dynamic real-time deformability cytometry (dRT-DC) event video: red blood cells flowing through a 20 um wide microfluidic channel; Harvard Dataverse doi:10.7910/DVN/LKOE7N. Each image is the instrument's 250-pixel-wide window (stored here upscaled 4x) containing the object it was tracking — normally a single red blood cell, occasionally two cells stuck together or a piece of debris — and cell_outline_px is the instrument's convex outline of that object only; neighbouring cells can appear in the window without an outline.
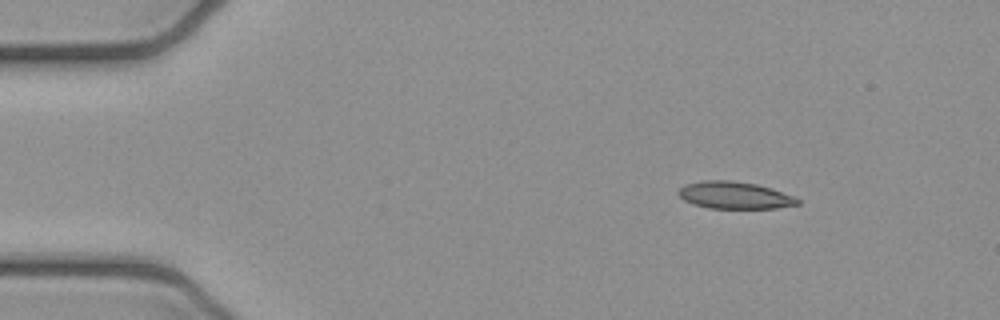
{"species": "common noctule bat (a hibernating species)", "species_latin": "Nyctalus noctula", "temperature_condition": "cold", "stored_images_in_passage": 4, "camera_frame_rate_fps": 3000, "um_per_image_px": 0.085, "animal": {"sex": "female", "body_mass_g": 21.9}, "frame": {"image": 1, "passage_image": 2, "time_ms": 0.333, "image_size_px": [1000, 320], "cell_outline_px": [[800, 204], [776, 208], [708, 208], [692, 204], [684, 200], [676, 192], [684, 184], [704, 180], [732, 180], [756, 184], [772, 188], [792, 196], [800, 200]], "centroid_in_image_um": [62.41, 16.59], "position_along_channel_um": 22.6, "area_um2": 18.9}}